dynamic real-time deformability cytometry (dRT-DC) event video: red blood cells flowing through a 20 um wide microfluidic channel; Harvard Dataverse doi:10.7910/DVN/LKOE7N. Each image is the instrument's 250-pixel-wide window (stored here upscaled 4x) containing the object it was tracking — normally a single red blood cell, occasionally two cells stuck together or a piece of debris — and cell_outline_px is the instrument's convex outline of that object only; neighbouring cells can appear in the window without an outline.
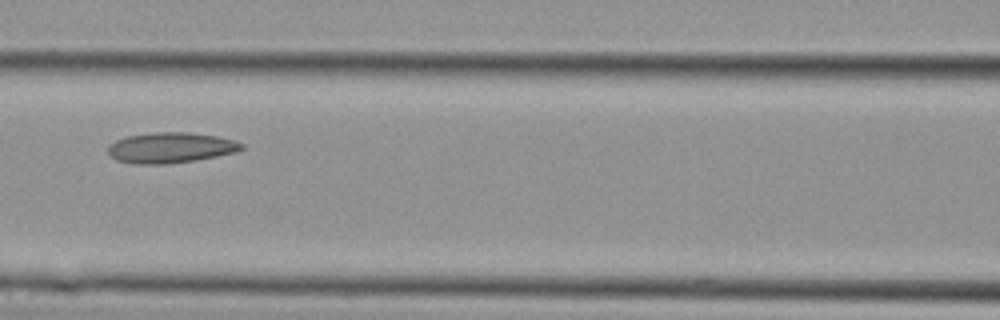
{"species": "Egyptian fruit bat (a non-hibernating species)", "species_latin": "Rousettus aegyptiacus", "temperature_condition": "cold", "stored_images_in_passage": 4, "camera_frame_rate_fps": 3000, "um_per_image_px": 0.085, "animal": {"sex": "female"}, "frame": {"image": 1, "passage_image": 4, "time_ms": 1.0, "image_size_px": [1000, 320], "cell_outline_px": [[244, 148], [236, 152], [196, 160], [168, 164], [136, 164], [116, 160], [108, 156], [108, 144], [116, 140], [128, 136], [156, 132], [188, 132], [216, 136], [236, 140], [244, 144]], "centroid_in_image_um": [14.49, 12.56], "position_along_channel_um": 152.1, "area_um2": 23.93}}